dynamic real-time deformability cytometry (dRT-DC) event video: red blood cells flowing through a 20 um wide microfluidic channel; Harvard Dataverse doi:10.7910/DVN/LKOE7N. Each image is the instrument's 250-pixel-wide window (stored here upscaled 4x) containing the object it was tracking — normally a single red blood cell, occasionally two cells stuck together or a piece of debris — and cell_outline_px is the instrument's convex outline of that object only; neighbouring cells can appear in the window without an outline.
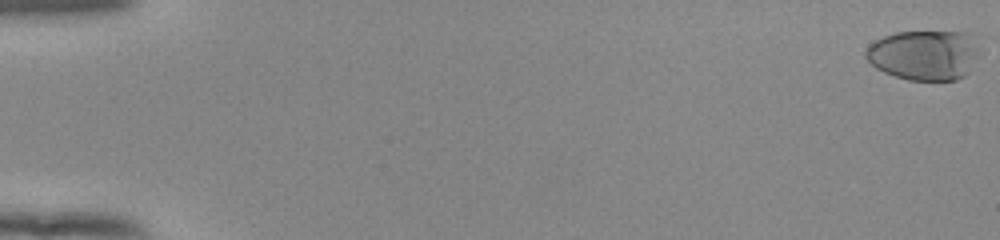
{"species": "human", "species_latin": "Homo sapiens", "temperature_condition": "room temperature", "stored_images_in_passage": 55, "camera_frame_rate_fps": 3000, "um_per_image_px": 0.085, "donor": {"sex": "female"}, "frame": {"image": 1, "passage_image": 1, "time_ms": 0.0, "image_size_px": [1000, 240], "cell_outline_px": [[976, 52], [968, 72], [964, 76], [956, 80], [908, 80], [884, 72], [876, 68], [864, 56], [864, 52], [868, 44], [884, 36], [896, 32], [968, 32], [972, 36], [976, 48]], "centroid_in_image_um": [78.48, 4.67], "position_along_channel_um": 6.5, "area_um2": 32.77}}
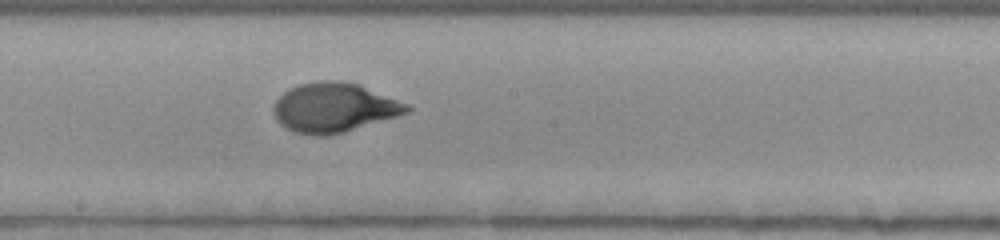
{"frame": {"image": 2, "passage_image": 32, "time_ms": 10.333, "image_size_px": [1000, 240], "cell_outline_px": [[412, 108], [408, 112], [396, 116], [344, 132], [324, 136], [316, 136], [296, 132], [284, 128], [276, 120], [272, 112], [272, 108], [276, 100], [288, 88], [300, 84], [324, 80], [340, 80], [360, 84], [408, 104]], "centroid_in_image_um": [28.36, 9.14], "position_along_channel_um": 219.8, "area_um2": 38.44}}
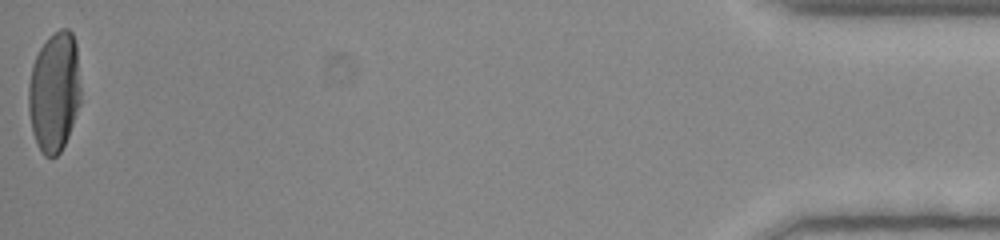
{"frame": {"image": 3, "passage_image": 55, "time_ms": 18.0, "image_size_px": [1000, 240], "cell_outline_px": [[80, 104], [68, 136], [60, 152], [56, 156], [44, 156], [32, 132], [28, 108], [28, 88], [32, 64], [40, 48], [48, 36], [60, 28], [68, 28], [72, 32], [76, 44], [80, 84]], "centroid_in_image_um": [4.62, 7.77], "position_along_channel_um": 430.6, "area_um2": 36.59}, "authors_computed_cell_mechanics": {"area_um2": 36.1828, "velocity_mm_per_s": 3.9046, "shape_relaxation_time_tau1_ms": 4.1698, "shape_relaxation_time_tau2_ms": null, "deformation_change_tau1": 0.228, "deformation_change_tau2": null}}